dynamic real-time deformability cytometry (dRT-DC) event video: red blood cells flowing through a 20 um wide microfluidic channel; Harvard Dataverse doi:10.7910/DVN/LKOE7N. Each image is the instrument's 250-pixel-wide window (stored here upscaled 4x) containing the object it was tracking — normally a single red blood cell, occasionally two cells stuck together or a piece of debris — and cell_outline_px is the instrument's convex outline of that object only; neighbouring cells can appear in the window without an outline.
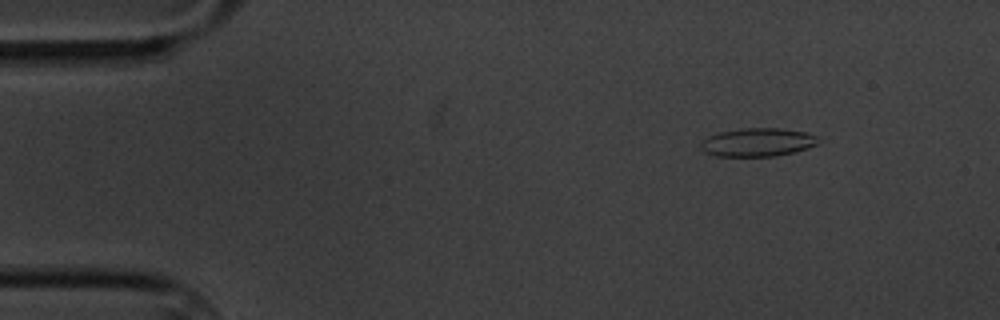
{"species": "common noctule bat (a hibernating species)", "species_latin": "Nyctalus noctula", "temperature_condition": "cold", "stored_images_in_passage": 6, "camera_frame_rate_fps": 3000, "um_per_image_px": 0.085, "animal": {"sex": "male", "body_mass_g": 20.1, "forearm_length_mm": 53.5}, "frame": {"image": 1, "passage_image": 1, "time_ms": 0.0, "image_size_px": [1000, 320], "cell_outline_px": [[824, 140], [820, 144], [808, 148], [776, 156], [716, 156], [704, 152], [700, 148], [700, 144], [708, 136], [716, 132], [740, 128], [780, 128], [804, 132], [816, 136]], "centroid_in_image_um": [64.42, 12.09], "position_along_channel_um": 20.6, "area_um2": 19.71}}
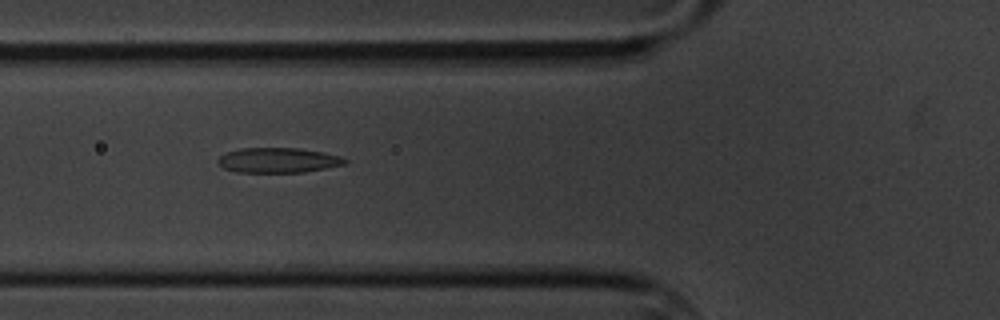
{"frame": {"image": 2, "passage_image": 5, "time_ms": 4.667, "image_size_px": [1000, 320], "cell_outline_px": [[348, 160], [344, 164], [304, 172], [236, 172], [224, 168], [216, 160], [220, 156], [228, 152], [240, 148], [300, 148], [324, 152], [340, 156]], "centroid_in_image_um": [23.64, 13.61], "position_along_channel_um": 102.2, "area_um2": 18.38}}
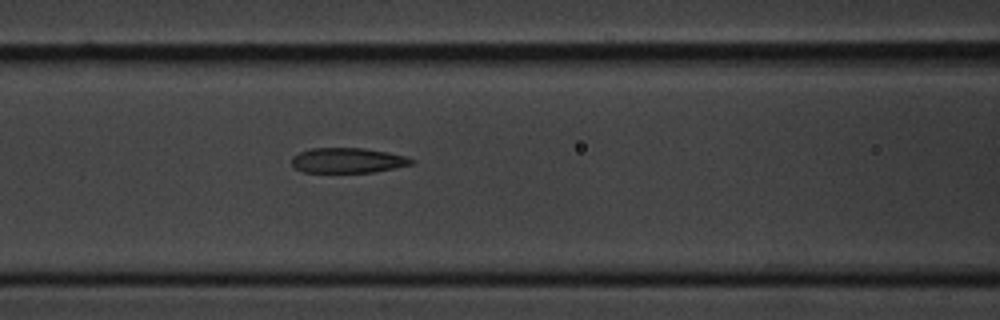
{"frame": {"image": 3, "passage_image": 6, "time_ms": 5.667, "image_size_px": [1000, 320], "cell_outline_px": [[416, 160], [412, 164], [372, 172], [304, 172], [296, 168], [292, 164], [292, 156], [300, 152], [312, 148], [364, 148], [388, 152], [404, 156]], "centroid_in_image_um": [29.55, 13.63], "position_along_channel_um": 137.1, "area_um2": 17.34}}